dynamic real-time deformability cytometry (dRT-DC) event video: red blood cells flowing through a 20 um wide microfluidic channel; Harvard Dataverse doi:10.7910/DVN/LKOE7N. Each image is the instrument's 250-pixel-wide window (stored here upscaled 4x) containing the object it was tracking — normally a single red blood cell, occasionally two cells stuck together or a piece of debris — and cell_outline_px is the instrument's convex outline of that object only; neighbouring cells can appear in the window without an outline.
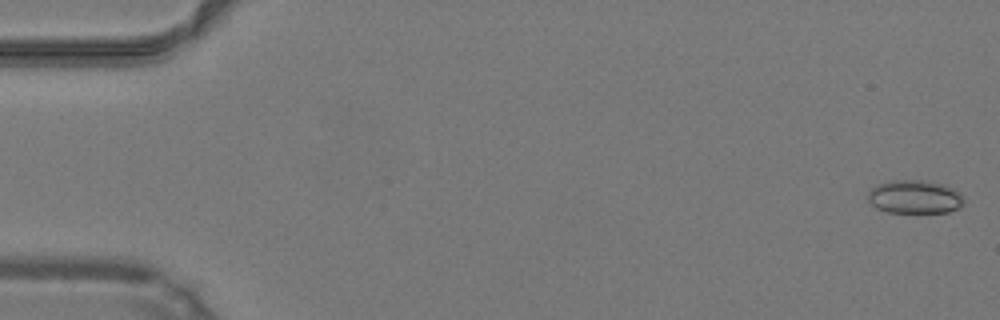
{"species": "common noctule bat (a hibernating species)", "species_latin": "Nyctalus noctula", "temperature_condition": "warm", "stored_images_in_passage": 49, "camera_frame_rate_fps": 3000, "um_per_image_px": 0.085, "animal": {"sex": "male", "body_mass_g": 19.2, "forearm_length_mm": 51.8}, "frame": {"image": 1, "passage_image": 1, "time_ms": 0.0, "image_size_px": [1000, 320], "cell_outline_px": [[964, 204], [948, 212], [888, 212], [876, 208], [868, 200], [868, 192], [876, 184], [892, 180], [924, 180], [944, 184], [956, 188], [964, 196]], "centroid_in_image_um": [77.77, 16.72], "position_along_channel_um": 7.2, "area_um2": 18.9}}
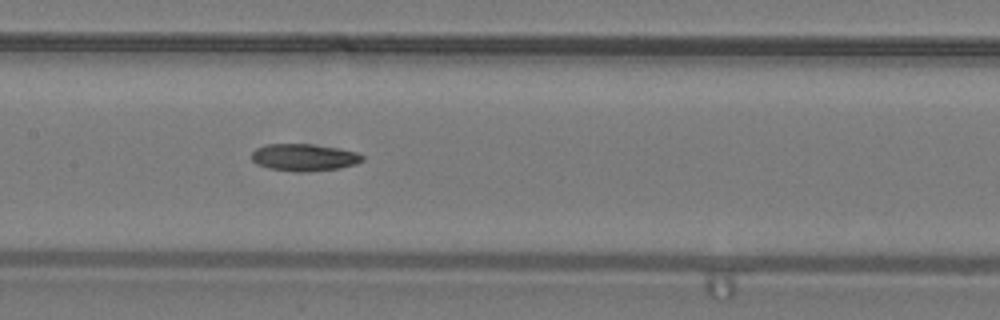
{"frame": {"image": 2, "passage_image": 24, "time_ms": 7.667, "image_size_px": [1000, 320], "cell_outline_px": [[364, 160], [356, 164], [340, 168], [308, 172], [296, 172], [268, 168], [256, 164], [252, 160], [252, 152], [256, 148], [268, 144], [312, 144], [340, 148], [356, 152], [364, 156]], "centroid_in_image_um": [25.86, 13.38], "position_along_channel_um": 181.5, "area_um2": 17.69}}
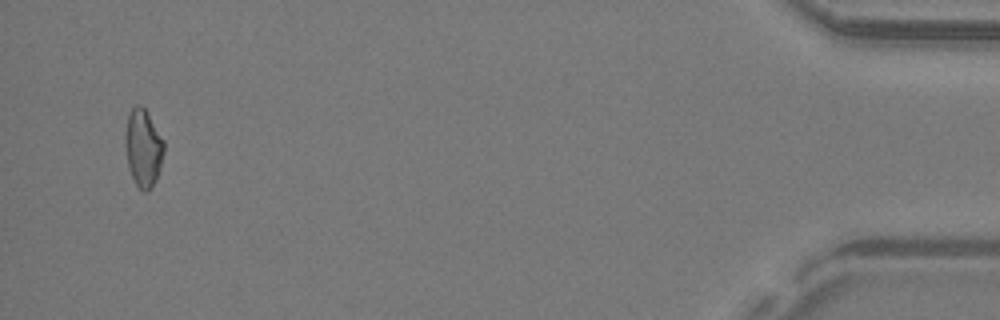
{"frame": {"image": 3, "passage_image": 47, "time_ms": 15.333, "image_size_px": [1000, 320], "cell_outline_px": [[164, 152], [156, 180], [148, 192], [144, 192], [136, 184], [128, 168], [124, 144], [124, 132], [128, 116], [132, 108], [136, 104], [140, 104], [144, 108], [164, 140]], "centroid_in_image_um": [12.15, 12.57], "position_along_channel_um": 423.0, "area_um2": 17.57}}